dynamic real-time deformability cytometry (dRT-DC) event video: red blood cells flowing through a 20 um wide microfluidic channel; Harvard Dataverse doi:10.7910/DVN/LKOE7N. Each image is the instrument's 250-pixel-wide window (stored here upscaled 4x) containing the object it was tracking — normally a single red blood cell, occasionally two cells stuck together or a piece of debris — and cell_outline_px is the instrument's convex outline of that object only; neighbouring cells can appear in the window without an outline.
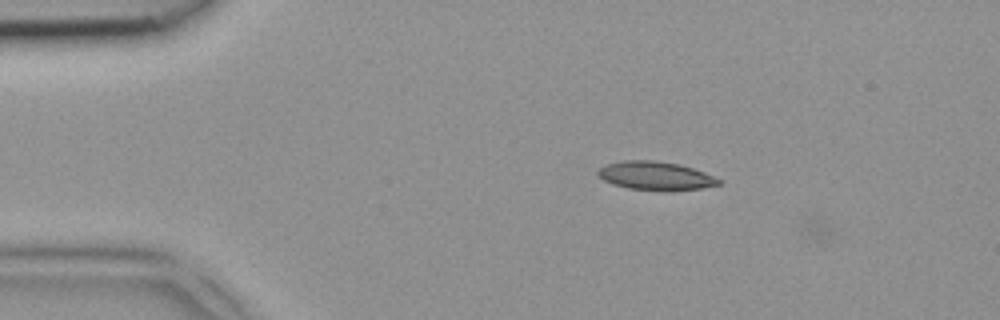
{"species": "common noctule bat (a hibernating species)", "species_latin": "Nyctalus noctula", "temperature_condition": "room temperature", "stored_images_in_passage": 4, "camera_frame_rate_fps": 3000, "um_per_image_px": 0.085, "animal": {"sex": "female", "body_mass_g": 18.4}, "frame": {"image": 1, "passage_image": 3, "time_ms": 0.667, "image_size_px": [1000, 320], "cell_outline_px": [[724, 180], [720, 184], [700, 188], [672, 192], [628, 188], [612, 184], [604, 180], [596, 172], [604, 164], [620, 160], [656, 160], [680, 164], [704, 172]], "centroid_in_image_um": [55.74, 14.94], "position_along_channel_um": 29.3, "area_um2": 20.46}}